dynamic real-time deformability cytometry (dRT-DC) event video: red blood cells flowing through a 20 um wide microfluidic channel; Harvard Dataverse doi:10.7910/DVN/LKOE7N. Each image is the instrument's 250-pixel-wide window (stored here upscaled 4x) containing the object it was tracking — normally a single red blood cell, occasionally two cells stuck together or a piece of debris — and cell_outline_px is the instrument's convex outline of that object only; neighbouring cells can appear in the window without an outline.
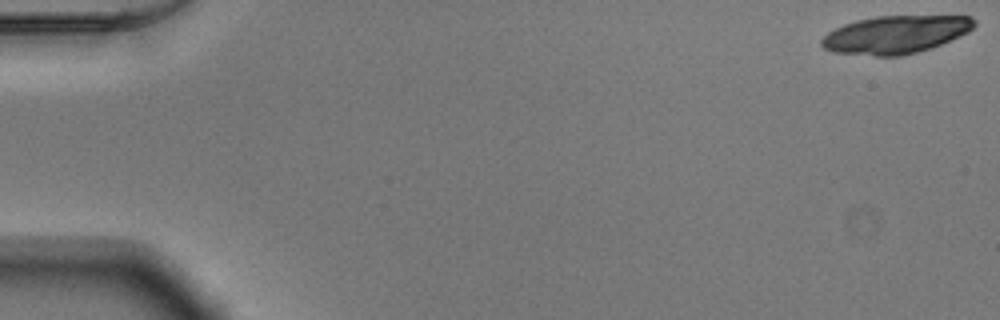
{"species": "Egyptian fruit bat (a non-hibernating species)", "species_latin": "Rousettus aegyptiacus", "temperature_condition": "warm", "stored_images_in_passage": 19, "camera_frame_rate_fps": 3000, "um_per_image_px": 0.085, "animal": {"sex": "male"}, "frame": {"image": 1, "passage_image": 1, "time_ms": 0.0, "image_size_px": [1000, 320], "cell_outline_px": [[976, 24], [968, 32], [932, 48], [900, 56], [876, 56], [832, 52], [824, 48], [820, 44], [820, 40], [828, 32], [844, 24], [856, 20], [876, 16], [972, 16], [976, 20]], "centroid_in_image_um": [76.11, 2.94], "position_along_channel_um": 8.9, "area_um2": 33.7}}